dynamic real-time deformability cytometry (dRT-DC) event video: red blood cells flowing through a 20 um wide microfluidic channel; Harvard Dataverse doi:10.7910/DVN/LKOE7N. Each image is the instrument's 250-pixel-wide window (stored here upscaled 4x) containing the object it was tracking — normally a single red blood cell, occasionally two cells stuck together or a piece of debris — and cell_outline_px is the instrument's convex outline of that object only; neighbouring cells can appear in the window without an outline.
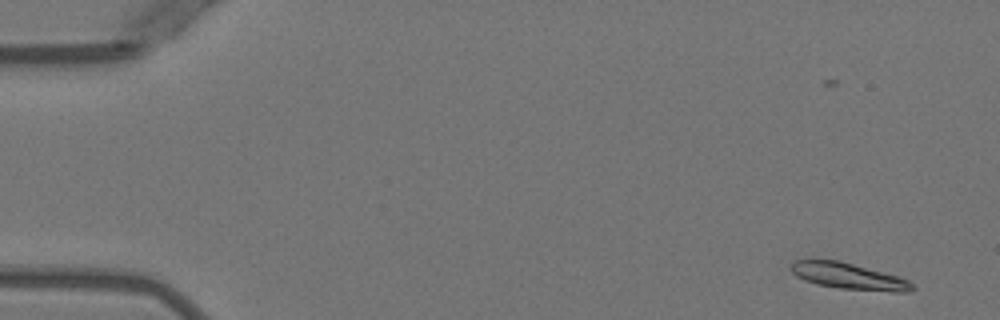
{"species": "Egyptian fruit bat (a non-hibernating species)", "species_latin": "Rousettus aegyptiacus", "temperature_condition": "warm", "stored_images_in_passage": 4, "camera_frame_rate_fps": 3000, "um_per_image_px": 0.085, "animal": {"sex": "female"}, "frame": {"image": 1, "passage_image": 1, "time_ms": 0.0, "image_size_px": [1000, 320], "cell_outline_px": [[916, 288], [912, 292], [892, 292], [840, 288], [816, 284], [804, 280], [796, 276], [792, 272], [792, 260], [840, 260], [900, 276], [908, 280]], "centroid_in_image_um": [72.19, 23.48], "position_along_channel_um": 12.8, "area_um2": 18.73}}
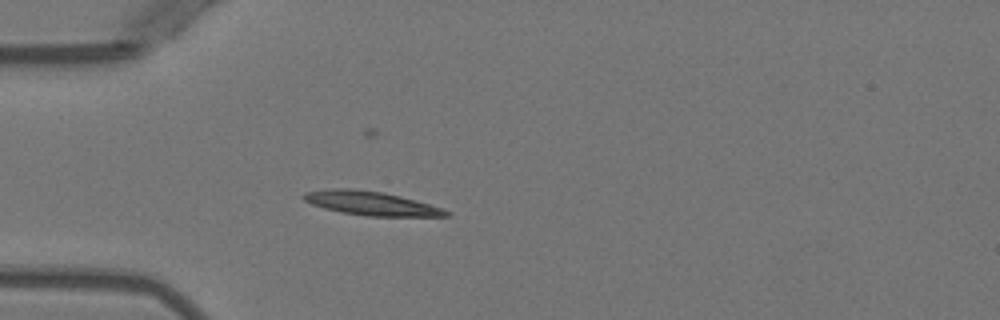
{"frame": {"image": 2, "passage_image": 4, "time_ms": 4.0, "image_size_px": [1000, 320], "cell_outline_px": [[452, 216], [368, 216], [340, 212], [324, 208], [312, 204], [304, 200], [300, 196], [304, 192], [332, 188], [356, 188], [384, 192], [400, 196], [428, 204], [452, 212]], "centroid_in_image_um": [31.5, 17.27], "position_along_channel_um": 53.5, "area_um2": 19.88}}